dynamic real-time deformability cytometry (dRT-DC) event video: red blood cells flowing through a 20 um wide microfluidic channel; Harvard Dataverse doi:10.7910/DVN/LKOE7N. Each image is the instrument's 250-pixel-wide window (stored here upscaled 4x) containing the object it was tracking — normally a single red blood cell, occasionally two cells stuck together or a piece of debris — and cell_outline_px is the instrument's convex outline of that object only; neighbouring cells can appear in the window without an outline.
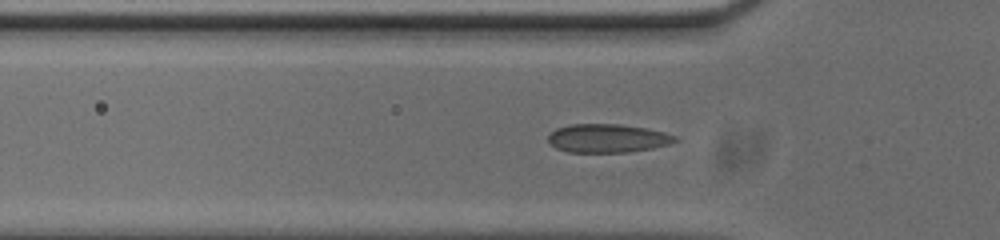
{"species": "common noctule bat (a hibernating species)", "species_latin": "Nyctalus noctula", "temperature_condition": "cold", "stored_images_in_passage": 37, "camera_frame_rate_fps": 3000, "um_per_image_px": 0.085, "animal": {"sex": "male", "body_mass_g": 20.0, "forearm_length_mm": 53.3}, "frame": {"image": 1, "passage_image": 10, "time_ms": 3.0, "image_size_px": [1000, 240], "cell_outline_px": [[680, 140], [668, 144], [652, 148], [628, 152], [568, 152], [556, 148], [548, 144], [548, 136], [556, 128], [568, 124], [620, 124], [648, 128], [664, 132], [676, 136]], "centroid_in_image_um": [51.63, 11.75], "position_along_channel_um": 74.2, "area_um2": 21.27}}
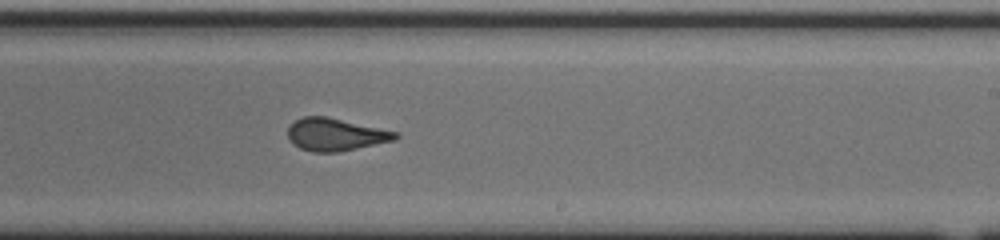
{"frame": {"image": 2, "passage_image": 25, "time_ms": 8.0, "image_size_px": [1000, 240], "cell_outline_px": [[400, 136], [396, 140], [340, 152], [312, 152], [300, 148], [292, 144], [288, 136], [288, 128], [296, 120], [304, 116], [328, 116], [400, 132]], "centroid_in_image_um": [28.57, 11.43], "position_along_channel_um": 260.4, "area_um2": 20.69}}
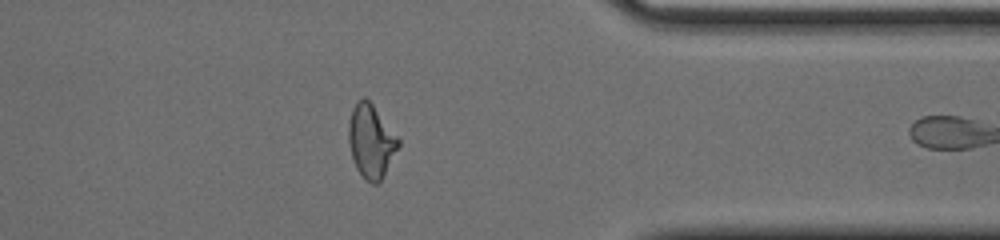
{"frame": {"image": 3, "passage_image": 36, "time_ms": 11.667, "image_size_px": [1000, 240], "cell_outline_px": [[400, 144], [380, 180], [376, 184], [372, 184], [364, 180], [356, 168], [352, 156], [348, 140], [348, 124], [352, 108], [356, 100], [364, 96], [372, 104], [400, 140]], "centroid_in_image_um": [31.5, 11.98], "position_along_channel_um": 379.9, "area_um2": 21.04}}